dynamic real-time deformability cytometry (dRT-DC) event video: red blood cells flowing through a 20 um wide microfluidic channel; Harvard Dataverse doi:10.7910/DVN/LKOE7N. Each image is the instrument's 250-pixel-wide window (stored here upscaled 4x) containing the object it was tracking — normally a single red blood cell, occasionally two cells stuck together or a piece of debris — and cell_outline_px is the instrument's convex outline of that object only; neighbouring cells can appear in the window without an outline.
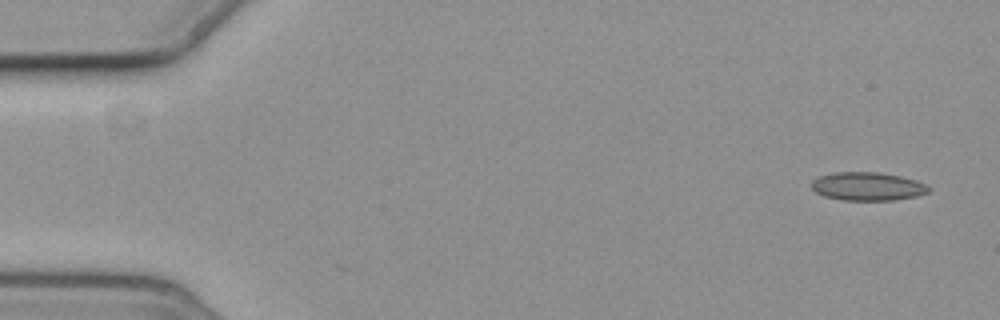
{"species": "common noctule bat (a hibernating species)", "species_latin": "Nyctalus noctula", "temperature_condition": "cold", "stored_images_in_passage": 5, "camera_frame_rate_fps": 3000, "um_per_image_px": 0.085, "animal": {"sex": "female", "body_mass_g": 19.3, "forearm_length_mm": 54.1}, "frame": {"image": 1, "passage_image": 1, "time_ms": 0.0, "image_size_px": [1000, 320], "cell_outline_px": [[932, 188], [928, 192], [916, 196], [896, 200], [840, 200], [824, 196], [816, 192], [812, 188], [812, 180], [820, 176], [832, 172], [880, 172], [900, 176], [916, 180], [928, 184]], "centroid_in_image_um": [73.77, 15.84], "position_along_channel_um": 11.2, "area_um2": 19.54}}
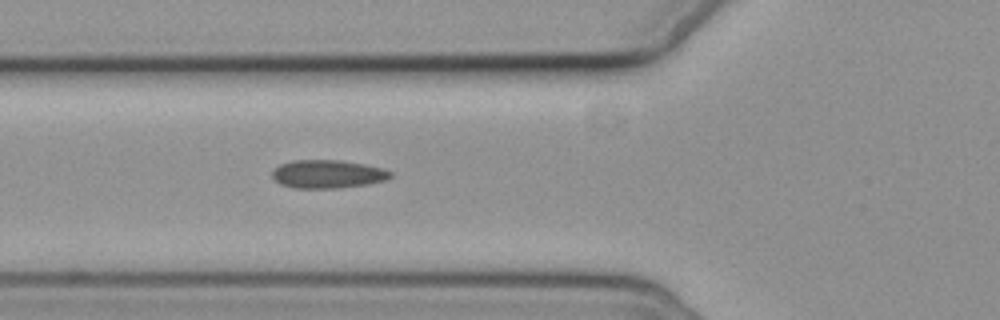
{"frame": {"image": 2, "passage_image": 5, "time_ms": 6.0, "image_size_px": [1000, 320], "cell_outline_px": [[392, 176], [388, 180], [368, 184], [336, 188], [296, 188], [280, 184], [272, 176], [272, 172], [280, 164], [292, 160], [340, 160], [364, 164], [380, 168], [392, 172]], "centroid_in_image_um": [27.86, 14.79], "position_along_channel_um": 97.9, "area_um2": 19.42}}